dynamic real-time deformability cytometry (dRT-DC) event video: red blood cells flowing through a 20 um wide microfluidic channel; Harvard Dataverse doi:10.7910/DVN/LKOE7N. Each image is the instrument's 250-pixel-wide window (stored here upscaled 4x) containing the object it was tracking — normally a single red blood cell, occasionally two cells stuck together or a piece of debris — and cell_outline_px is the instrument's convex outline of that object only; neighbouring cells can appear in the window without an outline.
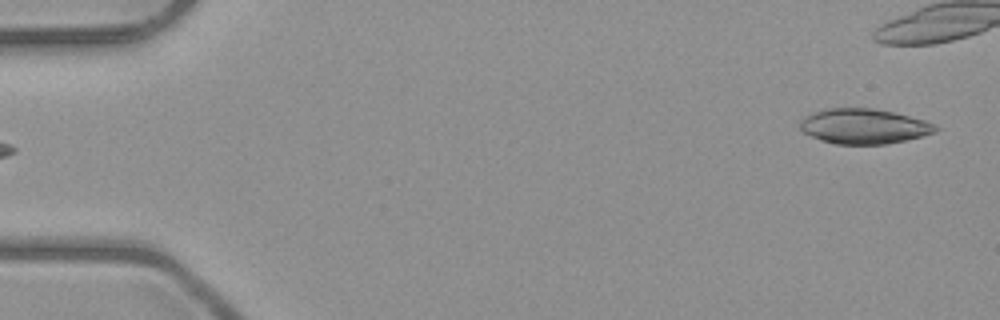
{"species": "common noctule bat (a hibernating species)", "species_latin": "Nyctalus noctula", "temperature_condition": "room temperature", "stored_images_in_passage": 4, "camera_frame_rate_fps": 3000, "um_per_image_px": 0.085, "animal": {"sex": "male", "body_mass_g": 23.1, "forearm_length_mm": 52.7}, "frame": {"image": 1, "passage_image": 4, "time_ms": 4.333, "image_size_px": [1000, 320], "cell_outline_px": [[940, 128], [936, 132], [888, 144], [836, 144], [820, 140], [804, 132], [800, 128], [800, 124], [804, 116], [812, 112], [828, 108], [872, 108], [892, 112], [924, 120]], "centroid_in_image_um": [73.4, 10.73], "position_along_channel_um": 11.6, "area_um2": 27.46}}